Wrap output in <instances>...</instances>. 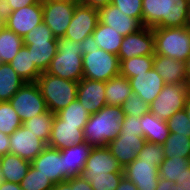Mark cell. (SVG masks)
I'll list each match as a JSON object with an SVG mask.
<instances>
[{
    "instance_id": "cell-4",
    "label": "cell",
    "mask_w": 190,
    "mask_h": 190,
    "mask_svg": "<svg viewBox=\"0 0 190 190\" xmlns=\"http://www.w3.org/2000/svg\"><path fill=\"white\" fill-rule=\"evenodd\" d=\"M155 54L185 62L190 57V26L153 28Z\"/></svg>"
},
{
    "instance_id": "cell-30",
    "label": "cell",
    "mask_w": 190,
    "mask_h": 190,
    "mask_svg": "<svg viewBox=\"0 0 190 190\" xmlns=\"http://www.w3.org/2000/svg\"><path fill=\"white\" fill-rule=\"evenodd\" d=\"M27 46L35 66L45 72L57 52V41H32Z\"/></svg>"
},
{
    "instance_id": "cell-45",
    "label": "cell",
    "mask_w": 190,
    "mask_h": 190,
    "mask_svg": "<svg viewBox=\"0 0 190 190\" xmlns=\"http://www.w3.org/2000/svg\"><path fill=\"white\" fill-rule=\"evenodd\" d=\"M24 45H29L32 41H57L50 28L42 22L35 26L23 37Z\"/></svg>"
},
{
    "instance_id": "cell-44",
    "label": "cell",
    "mask_w": 190,
    "mask_h": 190,
    "mask_svg": "<svg viewBox=\"0 0 190 190\" xmlns=\"http://www.w3.org/2000/svg\"><path fill=\"white\" fill-rule=\"evenodd\" d=\"M111 4L124 14L136 18L142 24V0H112Z\"/></svg>"
},
{
    "instance_id": "cell-29",
    "label": "cell",
    "mask_w": 190,
    "mask_h": 190,
    "mask_svg": "<svg viewBox=\"0 0 190 190\" xmlns=\"http://www.w3.org/2000/svg\"><path fill=\"white\" fill-rule=\"evenodd\" d=\"M132 93L130 82L126 77L118 75L105 82L106 104L121 106Z\"/></svg>"
},
{
    "instance_id": "cell-37",
    "label": "cell",
    "mask_w": 190,
    "mask_h": 190,
    "mask_svg": "<svg viewBox=\"0 0 190 190\" xmlns=\"http://www.w3.org/2000/svg\"><path fill=\"white\" fill-rule=\"evenodd\" d=\"M63 124L86 125L90 113L83 107L78 99L72 101L67 107L55 113Z\"/></svg>"
},
{
    "instance_id": "cell-27",
    "label": "cell",
    "mask_w": 190,
    "mask_h": 190,
    "mask_svg": "<svg viewBox=\"0 0 190 190\" xmlns=\"http://www.w3.org/2000/svg\"><path fill=\"white\" fill-rule=\"evenodd\" d=\"M168 0H142V26L159 27L167 16Z\"/></svg>"
},
{
    "instance_id": "cell-15",
    "label": "cell",
    "mask_w": 190,
    "mask_h": 190,
    "mask_svg": "<svg viewBox=\"0 0 190 190\" xmlns=\"http://www.w3.org/2000/svg\"><path fill=\"white\" fill-rule=\"evenodd\" d=\"M31 165L39 170L53 183H61L68 179L64 176L63 155L59 149L47 146L32 162Z\"/></svg>"
},
{
    "instance_id": "cell-22",
    "label": "cell",
    "mask_w": 190,
    "mask_h": 190,
    "mask_svg": "<svg viewBox=\"0 0 190 190\" xmlns=\"http://www.w3.org/2000/svg\"><path fill=\"white\" fill-rule=\"evenodd\" d=\"M153 68L165 84H187L185 62L154 54Z\"/></svg>"
},
{
    "instance_id": "cell-12",
    "label": "cell",
    "mask_w": 190,
    "mask_h": 190,
    "mask_svg": "<svg viewBox=\"0 0 190 190\" xmlns=\"http://www.w3.org/2000/svg\"><path fill=\"white\" fill-rule=\"evenodd\" d=\"M159 167L155 162L136 158L123 168L124 177L131 180L138 190H156L159 181Z\"/></svg>"
},
{
    "instance_id": "cell-3",
    "label": "cell",
    "mask_w": 190,
    "mask_h": 190,
    "mask_svg": "<svg viewBox=\"0 0 190 190\" xmlns=\"http://www.w3.org/2000/svg\"><path fill=\"white\" fill-rule=\"evenodd\" d=\"M43 96L47 109L57 113L77 99L78 82L42 72L35 82Z\"/></svg>"
},
{
    "instance_id": "cell-32",
    "label": "cell",
    "mask_w": 190,
    "mask_h": 190,
    "mask_svg": "<svg viewBox=\"0 0 190 190\" xmlns=\"http://www.w3.org/2000/svg\"><path fill=\"white\" fill-rule=\"evenodd\" d=\"M23 46V38L18 34L5 25L0 29V63L11 62Z\"/></svg>"
},
{
    "instance_id": "cell-26",
    "label": "cell",
    "mask_w": 190,
    "mask_h": 190,
    "mask_svg": "<svg viewBox=\"0 0 190 190\" xmlns=\"http://www.w3.org/2000/svg\"><path fill=\"white\" fill-rule=\"evenodd\" d=\"M25 83L9 63H0V102L9 101Z\"/></svg>"
},
{
    "instance_id": "cell-50",
    "label": "cell",
    "mask_w": 190,
    "mask_h": 190,
    "mask_svg": "<svg viewBox=\"0 0 190 190\" xmlns=\"http://www.w3.org/2000/svg\"><path fill=\"white\" fill-rule=\"evenodd\" d=\"M12 13L8 0H0V21L5 24Z\"/></svg>"
},
{
    "instance_id": "cell-5",
    "label": "cell",
    "mask_w": 190,
    "mask_h": 190,
    "mask_svg": "<svg viewBox=\"0 0 190 190\" xmlns=\"http://www.w3.org/2000/svg\"><path fill=\"white\" fill-rule=\"evenodd\" d=\"M83 78L108 81L119 75L120 60L118 55L104 51L103 49L88 50L82 55Z\"/></svg>"
},
{
    "instance_id": "cell-21",
    "label": "cell",
    "mask_w": 190,
    "mask_h": 190,
    "mask_svg": "<svg viewBox=\"0 0 190 190\" xmlns=\"http://www.w3.org/2000/svg\"><path fill=\"white\" fill-rule=\"evenodd\" d=\"M92 146L87 142L72 145L60 150L63 155L64 176L67 179L82 175L87 158L89 157Z\"/></svg>"
},
{
    "instance_id": "cell-49",
    "label": "cell",
    "mask_w": 190,
    "mask_h": 190,
    "mask_svg": "<svg viewBox=\"0 0 190 190\" xmlns=\"http://www.w3.org/2000/svg\"><path fill=\"white\" fill-rule=\"evenodd\" d=\"M80 51L83 54L88 53V50L99 49L98 44L95 42L93 35L86 37L79 45Z\"/></svg>"
},
{
    "instance_id": "cell-25",
    "label": "cell",
    "mask_w": 190,
    "mask_h": 190,
    "mask_svg": "<svg viewBox=\"0 0 190 190\" xmlns=\"http://www.w3.org/2000/svg\"><path fill=\"white\" fill-rule=\"evenodd\" d=\"M92 35L100 49L118 55L124 36L116 29L98 21Z\"/></svg>"
},
{
    "instance_id": "cell-58",
    "label": "cell",
    "mask_w": 190,
    "mask_h": 190,
    "mask_svg": "<svg viewBox=\"0 0 190 190\" xmlns=\"http://www.w3.org/2000/svg\"><path fill=\"white\" fill-rule=\"evenodd\" d=\"M185 69H186V83L188 85L190 83V57L185 61Z\"/></svg>"
},
{
    "instance_id": "cell-11",
    "label": "cell",
    "mask_w": 190,
    "mask_h": 190,
    "mask_svg": "<svg viewBox=\"0 0 190 190\" xmlns=\"http://www.w3.org/2000/svg\"><path fill=\"white\" fill-rule=\"evenodd\" d=\"M153 28L142 27L137 32L126 35L118 53L119 60H126L135 56L154 55Z\"/></svg>"
},
{
    "instance_id": "cell-7",
    "label": "cell",
    "mask_w": 190,
    "mask_h": 190,
    "mask_svg": "<svg viewBox=\"0 0 190 190\" xmlns=\"http://www.w3.org/2000/svg\"><path fill=\"white\" fill-rule=\"evenodd\" d=\"M9 102L19 115L22 123L48 110L35 82H26Z\"/></svg>"
},
{
    "instance_id": "cell-24",
    "label": "cell",
    "mask_w": 190,
    "mask_h": 190,
    "mask_svg": "<svg viewBox=\"0 0 190 190\" xmlns=\"http://www.w3.org/2000/svg\"><path fill=\"white\" fill-rule=\"evenodd\" d=\"M30 166L31 162L15 154L7 153L2 155L0 170L3 181L20 184Z\"/></svg>"
},
{
    "instance_id": "cell-51",
    "label": "cell",
    "mask_w": 190,
    "mask_h": 190,
    "mask_svg": "<svg viewBox=\"0 0 190 190\" xmlns=\"http://www.w3.org/2000/svg\"><path fill=\"white\" fill-rule=\"evenodd\" d=\"M84 5L90 6L93 9L99 10L112 3V0H79Z\"/></svg>"
},
{
    "instance_id": "cell-20",
    "label": "cell",
    "mask_w": 190,
    "mask_h": 190,
    "mask_svg": "<svg viewBox=\"0 0 190 190\" xmlns=\"http://www.w3.org/2000/svg\"><path fill=\"white\" fill-rule=\"evenodd\" d=\"M128 80L130 82L132 92L142 98L148 105L155 100L165 85L162 77L154 68L129 78Z\"/></svg>"
},
{
    "instance_id": "cell-62",
    "label": "cell",
    "mask_w": 190,
    "mask_h": 190,
    "mask_svg": "<svg viewBox=\"0 0 190 190\" xmlns=\"http://www.w3.org/2000/svg\"><path fill=\"white\" fill-rule=\"evenodd\" d=\"M2 182H3V178H2L1 170H0V185H1Z\"/></svg>"
},
{
    "instance_id": "cell-47",
    "label": "cell",
    "mask_w": 190,
    "mask_h": 190,
    "mask_svg": "<svg viewBox=\"0 0 190 190\" xmlns=\"http://www.w3.org/2000/svg\"><path fill=\"white\" fill-rule=\"evenodd\" d=\"M70 184L71 190H93L90 182L87 181L82 175L67 180Z\"/></svg>"
},
{
    "instance_id": "cell-13",
    "label": "cell",
    "mask_w": 190,
    "mask_h": 190,
    "mask_svg": "<svg viewBox=\"0 0 190 190\" xmlns=\"http://www.w3.org/2000/svg\"><path fill=\"white\" fill-rule=\"evenodd\" d=\"M43 22L42 2L22 7L12 11L7 22L4 24L20 37H24L35 26Z\"/></svg>"
},
{
    "instance_id": "cell-59",
    "label": "cell",
    "mask_w": 190,
    "mask_h": 190,
    "mask_svg": "<svg viewBox=\"0 0 190 190\" xmlns=\"http://www.w3.org/2000/svg\"><path fill=\"white\" fill-rule=\"evenodd\" d=\"M184 110L188 116V119L190 121V98L188 97V99L186 100V105L184 107Z\"/></svg>"
},
{
    "instance_id": "cell-57",
    "label": "cell",
    "mask_w": 190,
    "mask_h": 190,
    "mask_svg": "<svg viewBox=\"0 0 190 190\" xmlns=\"http://www.w3.org/2000/svg\"><path fill=\"white\" fill-rule=\"evenodd\" d=\"M52 190H71L70 184L67 181L53 185Z\"/></svg>"
},
{
    "instance_id": "cell-53",
    "label": "cell",
    "mask_w": 190,
    "mask_h": 190,
    "mask_svg": "<svg viewBox=\"0 0 190 190\" xmlns=\"http://www.w3.org/2000/svg\"><path fill=\"white\" fill-rule=\"evenodd\" d=\"M10 140L9 135L0 132V154L5 155L9 153Z\"/></svg>"
},
{
    "instance_id": "cell-61",
    "label": "cell",
    "mask_w": 190,
    "mask_h": 190,
    "mask_svg": "<svg viewBox=\"0 0 190 190\" xmlns=\"http://www.w3.org/2000/svg\"><path fill=\"white\" fill-rule=\"evenodd\" d=\"M188 26H190V3H189V22H188Z\"/></svg>"
},
{
    "instance_id": "cell-35",
    "label": "cell",
    "mask_w": 190,
    "mask_h": 190,
    "mask_svg": "<svg viewBox=\"0 0 190 190\" xmlns=\"http://www.w3.org/2000/svg\"><path fill=\"white\" fill-rule=\"evenodd\" d=\"M188 168H190V158L176 156L165 158L158 168L159 177L176 183V180L180 179Z\"/></svg>"
},
{
    "instance_id": "cell-34",
    "label": "cell",
    "mask_w": 190,
    "mask_h": 190,
    "mask_svg": "<svg viewBox=\"0 0 190 190\" xmlns=\"http://www.w3.org/2000/svg\"><path fill=\"white\" fill-rule=\"evenodd\" d=\"M154 55L135 56L120 60L119 75L127 79L147 72L153 68Z\"/></svg>"
},
{
    "instance_id": "cell-41",
    "label": "cell",
    "mask_w": 190,
    "mask_h": 190,
    "mask_svg": "<svg viewBox=\"0 0 190 190\" xmlns=\"http://www.w3.org/2000/svg\"><path fill=\"white\" fill-rule=\"evenodd\" d=\"M121 108L125 115H132L134 117H141L149 112V105L134 92L130 93L121 105Z\"/></svg>"
},
{
    "instance_id": "cell-14",
    "label": "cell",
    "mask_w": 190,
    "mask_h": 190,
    "mask_svg": "<svg viewBox=\"0 0 190 190\" xmlns=\"http://www.w3.org/2000/svg\"><path fill=\"white\" fill-rule=\"evenodd\" d=\"M145 142L146 140L143 136H136V134L131 133H119L113 141L108 143L107 147L124 168L137 158V154L142 150Z\"/></svg>"
},
{
    "instance_id": "cell-1",
    "label": "cell",
    "mask_w": 190,
    "mask_h": 190,
    "mask_svg": "<svg viewBox=\"0 0 190 190\" xmlns=\"http://www.w3.org/2000/svg\"><path fill=\"white\" fill-rule=\"evenodd\" d=\"M124 116L121 106L110 105L90 114L83 129L84 141L92 147L107 146L119 135Z\"/></svg>"
},
{
    "instance_id": "cell-42",
    "label": "cell",
    "mask_w": 190,
    "mask_h": 190,
    "mask_svg": "<svg viewBox=\"0 0 190 190\" xmlns=\"http://www.w3.org/2000/svg\"><path fill=\"white\" fill-rule=\"evenodd\" d=\"M166 122L170 133L190 137V121L184 109L175 112Z\"/></svg>"
},
{
    "instance_id": "cell-23",
    "label": "cell",
    "mask_w": 190,
    "mask_h": 190,
    "mask_svg": "<svg viewBox=\"0 0 190 190\" xmlns=\"http://www.w3.org/2000/svg\"><path fill=\"white\" fill-rule=\"evenodd\" d=\"M143 137L146 141L163 145L170 135L167 122L154 116L150 111L140 117Z\"/></svg>"
},
{
    "instance_id": "cell-9",
    "label": "cell",
    "mask_w": 190,
    "mask_h": 190,
    "mask_svg": "<svg viewBox=\"0 0 190 190\" xmlns=\"http://www.w3.org/2000/svg\"><path fill=\"white\" fill-rule=\"evenodd\" d=\"M98 21V10L79 2L64 37L81 42L93 34Z\"/></svg>"
},
{
    "instance_id": "cell-6",
    "label": "cell",
    "mask_w": 190,
    "mask_h": 190,
    "mask_svg": "<svg viewBox=\"0 0 190 190\" xmlns=\"http://www.w3.org/2000/svg\"><path fill=\"white\" fill-rule=\"evenodd\" d=\"M187 84H165L149 111L161 120L167 121L175 112L184 109L188 99Z\"/></svg>"
},
{
    "instance_id": "cell-60",
    "label": "cell",
    "mask_w": 190,
    "mask_h": 190,
    "mask_svg": "<svg viewBox=\"0 0 190 190\" xmlns=\"http://www.w3.org/2000/svg\"><path fill=\"white\" fill-rule=\"evenodd\" d=\"M187 87H188V96L190 98V83L187 85Z\"/></svg>"
},
{
    "instance_id": "cell-43",
    "label": "cell",
    "mask_w": 190,
    "mask_h": 190,
    "mask_svg": "<svg viewBox=\"0 0 190 190\" xmlns=\"http://www.w3.org/2000/svg\"><path fill=\"white\" fill-rule=\"evenodd\" d=\"M137 158L142 161L155 162L159 167L165 159L162 145L146 141L142 150L137 154Z\"/></svg>"
},
{
    "instance_id": "cell-56",
    "label": "cell",
    "mask_w": 190,
    "mask_h": 190,
    "mask_svg": "<svg viewBox=\"0 0 190 190\" xmlns=\"http://www.w3.org/2000/svg\"><path fill=\"white\" fill-rule=\"evenodd\" d=\"M0 190H22L20 184L3 181L0 185Z\"/></svg>"
},
{
    "instance_id": "cell-2",
    "label": "cell",
    "mask_w": 190,
    "mask_h": 190,
    "mask_svg": "<svg viewBox=\"0 0 190 190\" xmlns=\"http://www.w3.org/2000/svg\"><path fill=\"white\" fill-rule=\"evenodd\" d=\"M79 41L65 37L57 38V52L50 62L46 73L71 81L83 78V59Z\"/></svg>"
},
{
    "instance_id": "cell-28",
    "label": "cell",
    "mask_w": 190,
    "mask_h": 190,
    "mask_svg": "<svg viewBox=\"0 0 190 190\" xmlns=\"http://www.w3.org/2000/svg\"><path fill=\"white\" fill-rule=\"evenodd\" d=\"M9 64L25 82H36L42 73L35 66V63L32 61L31 52H29L25 45Z\"/></svg>"
},
{
    "instance_id": "cell-16",
    "label": "cell",
    "mask_w": 190,
    "mask_h": 190,
    "mask_svg": "<svg viewBox=\"0 0 190 190\" xmlns=\"http://www.w3.org/2000/svg\"><path fill=\"white\" fill-rule=\"evenodd\" d=\"M84 126L63 124V120L55 114L47 146L61 150L65 147L84 143Z\"/></svg>"
},
{
    "instance_id": "cell-17",
    "label": "cell",
    "mask_w": 190,
    "mask_h": 190,
    "mask_svg": "<svg viewBox=\"0 0 190 190\" xmlns=\"http://www.w3.org/2000/svg\"><path fill=\"white\" fill-rule=\"evenodd\" d=\"M113 172H123V166L111 154L108 147H93L85 163L82 175L100 176Z\"/></svg>"
},
{
    "instance_id": "cell-39",
    "label": "cell",
    "mask_w": 190,
    "mask_h": 190,
    "mask_svg": "<svg viewBox=\"0 0 190 190\" xmlns=\"http://www.w3.org/2000/svg\"><path fill=\"white\" fill-rule=\"evenodd\" d=\"M53 183L36 170L32 165L29 167L26 176L22 179L20 186L22 190H52Z\"/></svg>"
},
{
    "instance_id": "cell-19",
    "label": "cell",
    "mask_w": 190,
    "mask_h": 190,
    "mask_svg": "<svg viewBox=\"0 0 190 190\" xmlns=\"http://www.w3.org/2000/svg\"><path fill=\"white\" fill-rule=\"evenodd\" d=\"M98 19L100 23L116 29V31L124 37L137 32L143 27L136 18L124 14L113 4L99 9Z\"/></svg>"
},
{
    "instance_id": "cell-31",
    "label": "cell",
    "mask_w": 190,
    "mask_h": 190,
    "mask_svg": "<svg viewBox=\"0 0 190 190\" xmlns=\"http://www.w3.org/2000/svg\"><path fill=\"white\" fill-rule=\"evenodd\" d=\"M190 0H168L167 16L162 28L188 26Z\"/></svg>"
},
{
    "instance_id": "cell-36",
    "label": "cell",
    "mask_w": 190,
    "mask_h": 190,
    "mask_svg": "<svg viewBox=\"0 0 190 190\" xmlns=\"http://www.w3.org/2000/svg\"><path fill=\"white\" fill-rule=\"evenodd\" d=\"M165 158L185 157L190 158V137L178 133H170L162 145Z\"/></svg>"
},
{
    "instance_id": "cell-55",
    "label": "cell",
    "mask_w": 190,
    "mask_h": 190,
    "mask_svg": "<svg viewBox=\"0 0 190 190\" xmlns=\"http://www.w3.org/2000/svg\"><path fill=\"white\" fill-rule=\"evenodd\" d=\"M175 183L168 179H162L159 177L156 190H174Z\"/></svg>"
},
{
    "instance_id": "cell-10",
    "label": "cell",
    "mask_w": 190,
    "mask_h": 190,
    "mask_svg": "<svg viewBox=\"0 0 190 190\" xmlns=\"http://www.w3.org/2000/svg\"><path fill=\"white\" fill-rule=\"evenodd\" d=\"M9 140V153L15 154L29 162H32L47 147L44 141L23 125L9 136Z\"/></svg>"
},
{
    "instance_id": "cell-52",
    "label": "cell",
    "mask_w": 190,
    "mask_h": 190,
    "mask_svg": "<svg viewBox=\"0 0 190 190\" xmlns=\"http://www.w3.org/2000/svg\"><path fill=\"white\" fill-rule=\"evenodd\" d=\"M40 0H8L12 11L18 10L22 7L38 3Z\"/></svg>"
},
{
    "instance_id": "cell-63",
    "label": "cell",
    "mask_w": 190,
    "mask_h": 190,
    "mask_svg": "<svg viewBox=\"0 0 190 190\" xmlns=\"http://www.w3.org/2000/svg\"><path fill=\"white\" fill-rule=\"evenodd\" d=\"M4 26V24L0 21V29Z\"/></svg>"
},
{
    "instance_id": "cell-40",
    "label": "cell",
    "mask_w": 190,
    "mask_h": 190,
    "mask_svg": "<svg viewBox=\"0 0 190 190\" xmlns=\"http://www.w3.org/2000/svg\"><path fill=\"white\" fill-rule=\"evenodd\" d=\"M82 176L90 182L93 190H116L119 182L124 176V172L106 173V175L100 176Z\"/></svg>"
},
{
    "instance_id": "cell-38",
    "label": "cell",
    "mask_w": 190,
    "mask_h": 190,
    "mask_svg": "<svg viewBox=\"0 0 190 190\" xmlns=\"http://www.w3.org/2000/svg\"><path fill=\"white\" fill-rule=\"evenodd\" d=\"M21 125L22 121L10 102H0V132L10 136Z\"/></svg>"
},
{
    "instance_id": "cell-33",
    "label": "cell",
    "mask_w": 190,
    "mask_h": 190,
    "mask_svg": "<svg viewBox=\"0 0 190 190\" xmlns=\"http://www.w3.org/2000/svg\"><path fill=\"white\" fill-rule=\"evenodd\" d=\"M54 116L55 113L47 110L46 112L23 122L22 125L48 145Z\"/></svg>"
},
{
    "instance_id": "cell-18",
    "label": "cell",
    "mask_w": 190,
    "mask_h": 190,
    "mask_svg": "<svg viewBox=\"0 0 190 190\" xmlns=\"http://www.w3.org/2000/svg\"><path fill=\"white\" fill-rule=\"evenodd\" d=\"M77 99L90 113H97L106 104L105 82L82 78L78 81Z\"/></svg>"
},
{
    "instance_id": "cell-46",
    "label": "cell",
    "mask_w": 190,
    "mask_h": 190,
    "mask_svg": "<svg viewBox=\"0 0 190 190\" xmlns=\"http://www.w3.org/2000/svg\"><path fill=\"white\" fill-rule=\"evenodd\" d=\"M121 125L122 126L119 133H131L136 134V136H143L140 117L125 115Z\"/></svg>"
},
{
    "instance_id": "cell-48",
    "label": "cell",
    "mask_w": 190,
    "mask_h": 190,
    "mask_svg": "<svg viewBox=\"0 0 190 190\" xmlns=\"http://www.w3.org/2000/svg\"><path fill=\"white\" fill-rule=\"evenodd\" d=\"M174 190H190V168L186 169L182 177L176 180Z\"/></svg>"
},
{
    "instance_id": "cell-54",
    "label": "cell",
    "mask_w": 190,
    "mask_h": 190,
    "mask_svg": "<svg viewBox=\"0 0 190 190\" xmlns=\"http://www.w3.org/2000/svg\"><path fill=\"white\" fill-rule=\"evenodd\" d=\"M116 190H138L135 184L123 176Z\"/></svg>"
},
{
    "instance_id": "cell-8",
    "label": "cell",
    "mask_w": 190,
    "mask_h": 190,
    "mask_svg": "<svg viewBox=\"0 0 190 190\" xmlns=\"http://www.w3.org/2000/svg\"><path fill=\"white\" fill-rule=\"evenodd\" d=\"M79 0H49L42 2L43 22L56 38L64 37Z\"/></svg>"
}]
</instances>
